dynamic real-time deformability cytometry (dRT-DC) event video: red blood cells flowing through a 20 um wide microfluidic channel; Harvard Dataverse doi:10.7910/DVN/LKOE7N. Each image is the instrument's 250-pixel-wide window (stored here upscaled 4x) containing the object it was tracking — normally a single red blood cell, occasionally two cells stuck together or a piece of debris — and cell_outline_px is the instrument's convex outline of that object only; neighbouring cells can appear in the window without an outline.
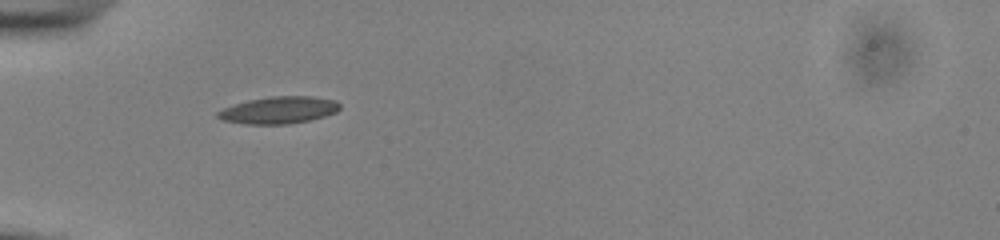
{"species": "common noctule bat (a hibernating species)", "species_latin": "Nyctalus noctula", "temperature_condition": "cold", "stored_images_in_passage": 37, "camera_frame_rate_fps": 3000, "um_per_image_px": 0.085, "animal": {"sex": "male", "body_mass_g": 13.0, "forearm_length_mm": 53.1}, "frame": {"image": 1, "passage_image": 1, "time_ms": 0.0, "image_size_px": [1000, 240], "cell_outline_px": [[340, 108], [336, 112], [324, 116], [308, 120], [288, 124], [244, 124], [224, 120], [216, 116], [216, 112], [224, 108], [248, 100], [272, 96], [312, 96], [336, 100], [340, 104]], "centroid_in_image_um": [23.71, 9.35], "position_along_channel_um": 61.3, "area_um2": 19.13}}
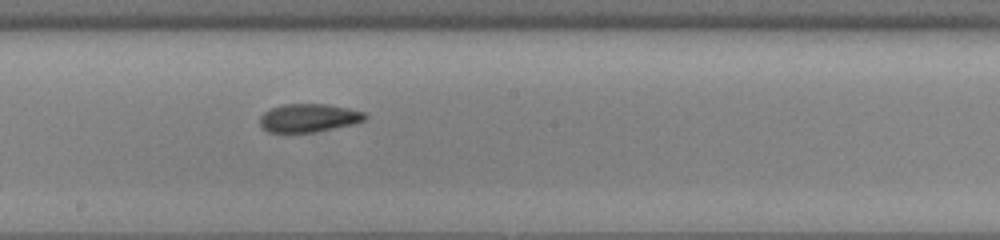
{"frame": {"image": 2, "passage_image": 14, "time_ms": 4.333, "image_size_px": [1000, 240], "cell_outline_px": [[368, 116], [364, 120], [352, 124], [316, 132], [268, 132], [260, 124], [260, 116], [264, 112], [272, 108], [284, 104], [328, 104], [348, 108], [364, 112]], "centroid_in_image_um": [26.25, 10.02], "position_along_channel_um": 222.0, "area_um2": 17.22}}
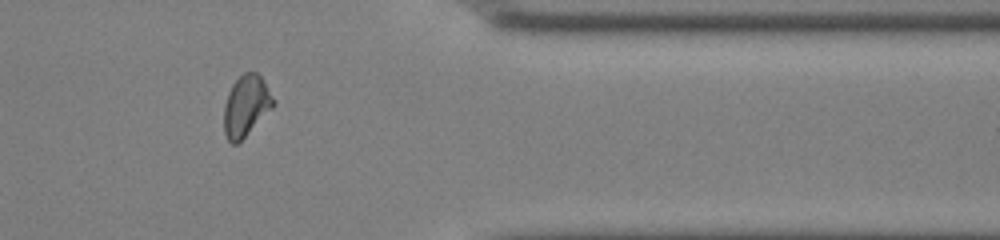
{"frame": {"image": 3, "passage_image": 28, "time_ms": 9.0, "image_size_px": [1000, 240], "cell_outline_px": [[276, 104], [236, 144], [232, 144], [228, 140], [224, 132], [224, 104], [228, 92], [232, 84], [244, 72], [256, 72], [260, 76], [276, 100]], "centroid_in_image_um": [20.91, 8.97], "position_along_channel_um": 390.5, "area_um2": 17.34}, "authors_computed_cell_mechanics": {"area_um2": 17.629, "velocity_mm_per_s": 3.8853, "shape_relaxation_time_tau1_ms": null, "shape_relaxation_time_tau2_ms": 3.3957, "deformation_change_tau1": null, "deformation_change_tau2": 0.0885}}